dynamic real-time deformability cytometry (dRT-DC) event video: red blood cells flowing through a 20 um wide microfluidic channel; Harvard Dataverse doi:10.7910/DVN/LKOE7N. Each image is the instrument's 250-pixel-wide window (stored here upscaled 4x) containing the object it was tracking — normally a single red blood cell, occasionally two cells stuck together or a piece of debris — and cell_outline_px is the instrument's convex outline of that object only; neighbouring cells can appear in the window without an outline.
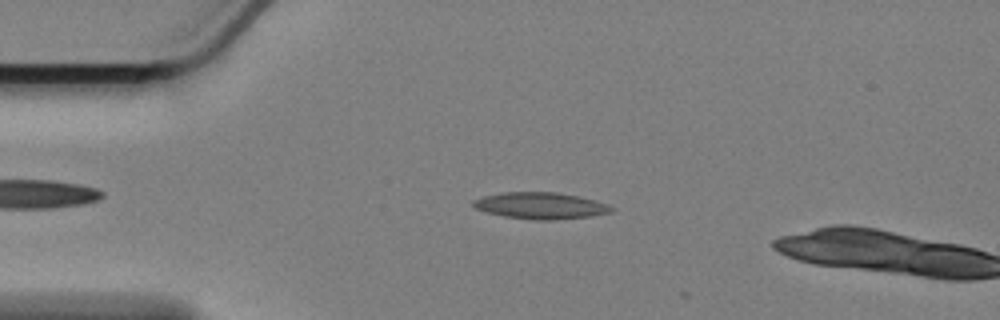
{"species": "Egyptian fruit bat (a non-hibernating species)", "species_latin": "Rousettus aegyptiacus", "temperature_condition": "cold", "stored_images_in_passage": 3, "camera_frame_rate_fps": 3000, "um_per_image_px": 0.085, "animal": {"sex": "female"}, "frame": {"image": 1, "passage_image": 1, "time_ms": 0.0, "image_size_px": [1000, 320], "cell_outline_px": [[616, 208], [612, 212], [592, 216], [552, 220], [536, 220], [504, 216], [488, 212], [476, 208], [472, 204], [472, 200], [484, 196], [504, 192], [556, 192], [596, 200], [608, 204]], "centroid_in_image_um": [45.99, 17.48], "position_along_channel_um": 39.0, "area_um2": 21.33}}